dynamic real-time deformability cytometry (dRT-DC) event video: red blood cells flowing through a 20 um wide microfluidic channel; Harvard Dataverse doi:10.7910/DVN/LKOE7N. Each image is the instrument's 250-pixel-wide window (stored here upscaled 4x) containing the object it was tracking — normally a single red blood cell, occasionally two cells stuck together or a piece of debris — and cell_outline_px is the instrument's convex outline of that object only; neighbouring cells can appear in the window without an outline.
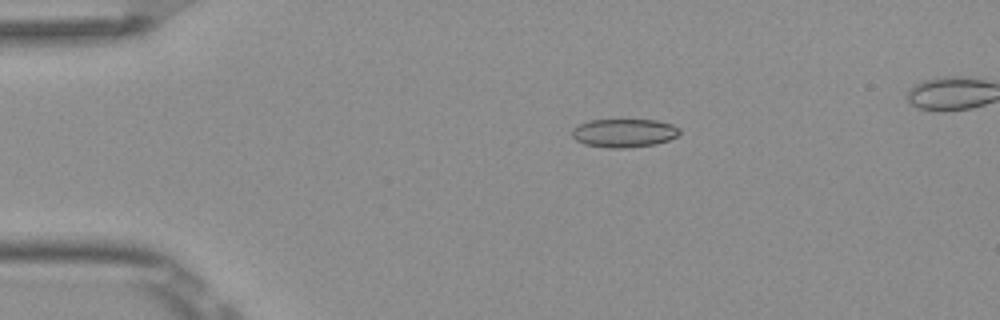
{"species": "Egyptian fruit bat (a non-hibernating species)", "species_latin": "Rousettus aegyptiacus", "temperature_condition": "room temperature", "stored_images_in_passage": 10, "camera_frame_rate_fps": 3000, "um_per_image_px": 0.085, "frame": {"image": 1, "passage_image": 4, "time_ms": 1.0, "image_size_px": [1000, 320], "cell_outline_px": [[680, 132], [676, 136], [668, 140], [656, 144], [624, 148], [608, 148], [584, 144], [576, 140], [572, 136], [572, 128], [588, 120], [656, 120], [672, 124], [680, 128]], "centroid_in_image_um": [53.03, 11.3], "position_along_channel_um": 32.0, "area_um2": 17.86}}
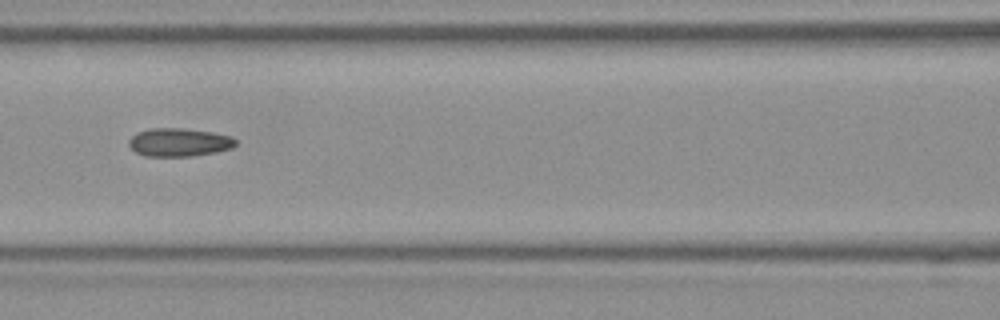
{"frame": {"image": 2, "passage_image": 7, "time_ms": 2.0, "image_size_px": [1000, 320], "cell_outline_px": [[236, 144], [232, 148], [216, 152], [192, 156], [144, 156], [136, 152], [128, 144], [128, 140], [136, 132], [148, 128], [180, 128], [212, 132], [232, 136], [236, 140]], "centroid_in_image_um": [15.21, 12.09], "position_along_channel_um": 151.4, "area_um2": 17.69}}
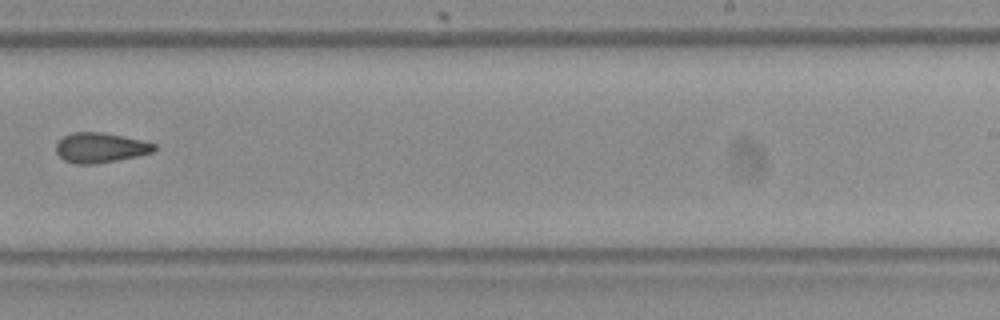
{"frame": {"image": 3, "passage_image": 10, "time_ms": 3.0, "image_size_px": [1000, 320], "cell_outline_px": [[156, 148], [152, 152], [136, 156], [96, 164], [76, 164], [64, 160], [56, 152], [56, 144], [64, 136], [72, 132], [104, 132], [140, 140], [156, 144]], "centroid_in_image_um": [8.5, 12.55], "position_along_channel_um": 280.5, "area_um2": 16.99}}